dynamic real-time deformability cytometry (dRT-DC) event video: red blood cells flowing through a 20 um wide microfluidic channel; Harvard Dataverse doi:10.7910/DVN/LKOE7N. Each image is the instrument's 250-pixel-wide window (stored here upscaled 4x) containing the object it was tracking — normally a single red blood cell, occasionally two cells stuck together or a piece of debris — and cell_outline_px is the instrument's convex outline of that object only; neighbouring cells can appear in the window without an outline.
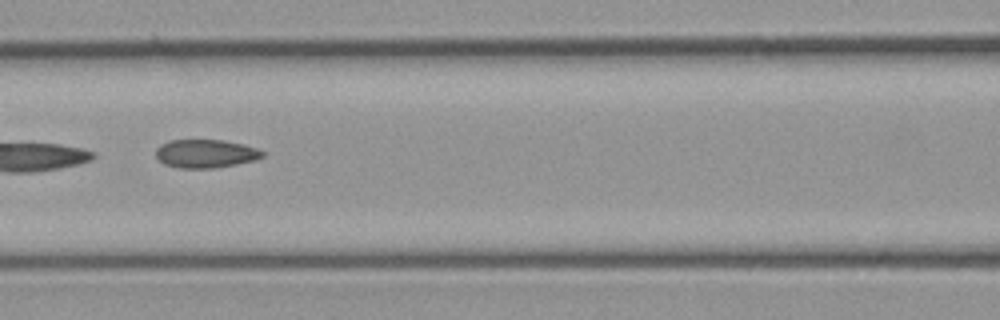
{"species": "common noctule bat (a hibernating species)", "species_latin": "Nyctalus noctula", "temperature_condition": "cold", "stored_images_in_passage": 7, "camera_frame_rate_fps": 3000, "um_per_image_px": 0.085, "animal": {"sex": "male", "body_mass_g": 23.1, "forearm_length_mm": 52.7}, "frame": {"image": 1, "passage_image": 7, "time_ms": 7.333, "image_size_px": [1000, 320], "cell_outline_px": [[264, 156], [256, 160], [236, 164], [212, 168], [180, 168], [164, 164], [156, 156], [156, 148], [160, 144], [168, 140], [220, 140], [244, 144], [256, 148], [264, 152]], "centroid_in_image_um": [17.47, 13.05], "position_along_channel_um": 149.1, "area_um2": 17.63}}